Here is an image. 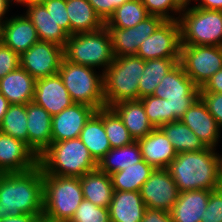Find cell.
<instances>
[{"label":"cell","instance_id":"obj_1","mask_svg":"<svg viewBox=\"0 0 222 222\" xmlns=\"http://www.w3.org/2000/svg\"><path fill=\"white\" fill-rule=\"evenodd\" d=\"M43 215V171L0 174V220L11 215Z\"/></svg>","mask_w":222,"mask_h":222},{"label":"cell","instance_id":"obj_2","mask_svg":"<svg viewBox=\"0 0 222 222\" xmlns=\"http://www.w3.org/2000/svg\"><path fill=\"white\" fill-rule=\"evenodd\" d=\"M215 148L207 147L196 152L176 155L168 166L179 192L216 190L222 187L219 180L218 157Z\"/></svg>","mask_w":222,"mask_h":222},{"label":"cell","instance_id":"obj_3","mask_svg":"<svg viewBox=\"0 0 222 222\" xmlns=\"http://www.w3.org/2000/svg\"><path fill=\"white\" fill-rule=\"evenodd\" d=\"M38 164L43 175L82 177L98 169V163L79 137L52 142L38 157Z\"/></svg>","mask_w":222,"mask_h":222},{"label":"cell","instance_id":"obj_4","mask_svg":"<svg viewBox=\"0 0 222 222\" xmlns=\"http://www.w3.org/2000/svg\"><path fill=\"white\" fill-rule=\"evenodd\" d=\"M145 60L136 55L115 57L103 71L104 99L107 107L130 100H138V85Z\"/></svg>","mask_w":222,"mask_h":222},{"label":"cell","instance_id":"obj_5","mask_svg":"<svg viewBox=\"0 0 222 222\" xmlns=\"http://www.w3.org/2000/svg\"><path fill=\"white\" fill-rule=\"evenodd\" d=\"M83 200L79 177L43 175V215L69 222Z\"/></svg>","mask_w":222,"mask_h":222},{"label":"cell","instance_id":"obj_6","mask_svg":"<svg viewBox=\"0 0 222 222\" xmlns=\"http://www.w3.org/2000/svg\"><path fill=\"white\" fill-rule=\"evenodd\" d=\"M64 59L88 67H104L114 61L110 35L106 27L96 31L76 33L68 37L63 48Z\"/></svg>","mask_w":222,"mask_h":222},{"label":"cell","instance_id":"obj_7","mask_svg":"<svg viewBox=\"0 0 222 222\" xmlns=\"http://www.w3.org/2000/svg\"><path fill=\"white\" fill-rule=\"evenodd\" d=\"M94 70L63 58L58 73L74 103L85 104L98 110L106 107V102L103 73L97 75Z\"/></svg>","mask_w":222,"mask_h":222},{"label":"cell","instance_id":"obj_8","mask_svg":"<svg viewBox=\"0 0 222 222\" xmlns=\"http://www.w3.org/2000/svg\"><path fill=\"white\" fill-rule=\"evenodd\" d=\"M182 12L178 16L181 45L222 47V11L190 7Z\"/></svg>","mask_w":222,"mask_h":222},{"label":"cell","instance_id":"obj_9","mask_svg":"<svg viewBox=\"0 0 222 222\" xmlns=\"http://www.w3.org/2000/svg\"><path fill=\"white\" fill-rule=\"evenodd\" d=\"M153 96L168 100L172 122H174L180 120L187 109L200 97V88L178 63L160 81Z\"/></svg>","mask_w":222,"mask_h":222},{"label":"cell","instance_id":"obj_10","mask_svg":"<svg viewBox=\"0 0 222 222\" xmlns=\"http://www.w3.org/2000/svg\"><path fill=\"white\" fill-rule=\"evenodd\" d=\"M179 63L194 84L201 88L210 77L222 69V47L181 45Z\"/></svg>","mask_w":222,"mask_h":222},{"label":"cell","instance_id":"obj_11","mask_svg":"<svg viewBox=\"0 0 222 222\" xmlns=\"http://www.w3.org/2000/svg\"><path fill=\"white\" fill-rule=\"evenodd\" d=\"M181 35L178 20H165L139 46L136 56L143 60L180 58Z\"/></svg>","mask_w":222,"mask_h":222},{"label":"cell","instance_id":"obj_12","mask_svg":"<svg viewBox=\"0 0 222 222\" xmlns=\"http://www.w3.org/2000/svg\"><path fill=\"white\" fill-rule=\"evenodd\" d=\"M63 58L62 46L39 41L20 55V67L38 80L57 74Z\"/></svg>","mask_w":222,"mask_h":222},{"label":"cell","instance_id":"obj_13","mask_svg":"<svg viewBox=\"0 0 222 222\" xmlns=\"http://www.w3.org/2000/svg\"><path fill=\"white\" fill-rule=\"evenodd\" d=\"M165 20L150 15L132 28L106 27L115 57L136 55L142 42L152 35Z\"/></svg>","mask_w":222,"mask_h":222},{"label":"cell","instance_id":"obj_14","mask_svg":"<svg viewBox=\"0 0 222 222\" xmlns=\"http://www.w3.org/2000/svg\"><path fill=\"white\" fill-rule=\"evenodd\" d=\"M140 194L146 208L170 212L179 191L167 168H156L142 185Z\"/></svg>","mask_w":222,"mask_h":222},{"label":"cell","instance_id":"obj_15","mask_svg":"<svg viewBox=\"0 0 222 222\" xmlns=\"http://www.w3.org/2000/svg\"><path fill=\"white\" fill-rule=\"evenodd\" d=\"M38 165V157L28 145L0 132V174L24 172Z\"/></svg>","mask_w":222,"mask_h":222},{"label":"cell","instance_id":"obj_16","mask_svg":"<svg viewBox=\"0 0 222 222\" xmlns=\"http://www.w3.org/2000/svg\"><path fill=\"white\" fill-rule=\"evenodd\" d=\"M96 109L79 103H73L59 114L52 116V142L78 138L86 122Z\"/></svg>","mask_w":222,"mask_h":222},{"label":"cell","instance_id":"obj_17","mask_svg":"<svg viewBox=\"0 0 222 222\" xmlns=\"http://www.w3.org/2000/svg\"><path fill=\"white\" fill-rule=\"evenodd\" d=\"M33 102L51 116L59 114L74 102L59 73L36 80Z\"/></svg>","mask_w":222,"mask_h":222},{"label":"cell","instance_id":"obj_18","mask_svg":"<svg viewBox=\"0 0 222 222\" xmlns=\"http://www.w3.org/2000/svg\"><path fill=\"white\" fill-rule=\"evenodd\" d=\"M28 147L39 157L52 143V116L33 101L26 104Z\"/></svg>","mask_w":222,"mask_h":222},{"label":"cell","instance_id":"obj_19","mask_svg":"<svg viewBox=\"0 0 222 222\" xmlns=\"http://www.w3.org/2000/svg\"><path fill=\"white\" fill-rule=\"evenodd\" d=\"M0 41L21 55L40 40L27 15H17L2 21Z\"/></svg>","mask_w":222,"mask_h":222},{"label":"cell","instance_id":"obj_20","mask_svg":"<svg viewBox=\"0 0 222 222\" xmlns=\"http://www.w3.org/2000/svg\"><path fill=\"white\" fill-rule=\"evenodd\" d=\"M207 147L215 148L218 144L220 126L209 113L206 104L199 97L180 119Z\"/></svg>","mask_w":222,"mask_h":222},{"label":"cell","instance_id":"obj_21","mask_svg":"<svg viewBox=\"0 0 222 222\" xmlns=\"http://www.w3.org/2000/svg\"><path fill=\"white\" fill-rule=\"evenodd\" d=\"M143 159L156 168H168L176 157L172 143L160 128H154L148 135L137 140Z\"/></svg>","mask_w":222,"mask_h":222},{"label":"cell","instance_id":"obj_22","mask_svg":"<svg viewBox=\"0 0 222 222\" xmlns=\"http://www.w3.org/2000/svg\"><path fill=\"white\" fill-rule=\"evenodd\" d=\"M108 209L110 222H141L146 205L139 191L114 190Z\"/></svg>","mask_w":222,"mask_h":222},{"label":"cell","instance_id":"obj_23","mask_svg":"<svg viewBox=\"0 0 222 222\" xmlns=\"http://www.w3.org/2000/svg\"><path fill=\"white\" fill-rule=\"evenodd\" d=\"M36 80L23 68L9 72L0 79V93L9 104H27L33 101Z\"/></svg>","mask_w":222,"mask_h":222},{"label":"cell","instance_id":"obj_24","mask_svg":"<svg viewBox=\"0 0 222 222\" xmlns=\"http://www.w3.org/2000/svg\"><path fill=\"white\" fill-rule=\"evenodd\" d=\"M27 17L37 30L40 41L50 42L64 48L69 35L57 24L41 2L27 5Z\"/></svg>","mask_w":222,"mask_h":222},{"label":"cell","instance_id":"obj_25","mask_svg":"<svg viewBox=\"0 0 222 222\" xmlns=\"http://www.w3.org/2000/svg\"><path fill=\"white\" fill-rule=\"evenodd\" d=\"M208 190L179 192L178 199L170 210L173 222H200L201 214L210 197Z\"/></svg>","mask_w":222,"mask_h":222},{"label":"cell","instance_id":"obj_26","mask_svg":"<svg viewBox=\"0 0 222 222\" xmlns=\"http://www.w3.org/2000/svg\"><path fill=\"white\" fill-rule=\"evenodd\" d=\"M111 107L120 116L135 141L145 137L154 129L140 100L122 101Z\"/></svg>","mask_w":222,"mask_h":222},{"label":"cell","instance_id":"obj_27","mask_svg":"<svg viewBox=\"0 0 222 222\" xmlns=\"http://www.w3.org/2000/svg\"><path fill=\"white\" fill-rule=\"evenodd\" d=\"M79 178L83 199L99 207L109 208L114 192L110 175L96 169Z\"/></svg>","mask_w":222,"mask_h":222},{"label":"cell","instance_id":"obj_28","mask_svg":"<svg viewBox=\"0 0 222 222\" xmlns=\"http://www.w3.org/2000/svg\"><path fill=\"white\" fill-rule=\"evenodd\" d=\"M66 10L70 20V36L96 31L105 26L87 0H66Z\"/></svg>","mask_w":222,"mask_h":222},{"label":"cell","instance_id":"obj_29","mask_svg":"<svg viewBox=\"0 0 222 222\" xmlns=\"http://www.w3.org/2000/svg\"><path fill=\"white\" fill-rule=\"evenodd\" d=\"M180 62V58L145 60L143 74L138 85V100L153 95L164 76Z\"/></svg>","mask_w":222,"mask_h":222},{"label":"cell","instance_id":"obj_30","mask_svg":"<svg viewBox=\"0 0 222 222\" xmlns=\"http://www.w3.org/2000/svg\"><path fill=\"white\" fill-rule=\"evenodd\" d=\"M142 160L143 157L141 154L140 145L138 141H134L127 146L111 148L98 162V169L101 172L111 175Z\"/></svg>","mask_w":222,"mask_h":222},{"label":"cell","instance_id":"obj_31","mask_svg":"<svg viewBox=\"0 0 222 222\" xmlns=\"http://www.w3.org/2000/svg\"><path fill=\"white\" fill-rule=\"evenodd\" d=\"M79 138L85 144L90 155L97 163L111 149L104 130L103 120L96 113L86 122Z\"/></svg>","mask_w":222,"mask_h":222},{"label":"cell","instance_id":"obj_32","mask_svg":"<svg viewBox=\"0 0 222 222\" xmlns=\"http://www.w3.org/2000/svg\"><path fill=\"white\" fill-rule=\"evenodd\" d=\"M160 129L168 137L177 154L196 152L207 148L204 142L181 120L163 124Z\"/></svg>","mask_w":222,"mask_h":222},{"label":"cell","instance_id":"obj_33","mask_svg":"<svg viewBox=\"0 0 222 222\" xmlns=\"http://www.w3.org/2000/svg\"><path fill=\"white\" fill-rule=\"evenodd\" d=\"M154 167L144 159L122 171H117L110 175L114 190L119 191H139L142 185L154 171Z\"/></svg>","mask_w":222,"mask_h":222},{"label":"cell","instance_id":"obj_34","mask_svg":"<svg viewBox=\"0 0 222 222\" xmlns=\"http://www.w3.org/2000/svg\"><path fill=\"white\" fill-rule=\"evenodd\" d=\"M95 113L103 120L104 130L111 148L127 146L135 141L112 107L99 108Z\"/></svg>","mask_w":222,"mask_h":222},{"label":"cell","instance_id":"obj_35","mask_svg":"<svg viewBox=\"0 0 222 222\" xmlns=\"http://www.w3.org/2000/svg\"><path fill=\"white\" fill-rule=\"evenodd\" d=\"M148 16L150 14L141 0H130L115 9L105 27L132 28Z\"/></svg>","mask_w":222,"mask_h":222},{"label":"cell","instance_id":"obj_36","mask_svg":"<svg viewBox=\"0 0 222 222\" xmlns=\"http://www.w3.org/2000/svg\"><path fill=\"white\" fill-rule=\"evenodd\" d=\"M0 132L28 145L27 112L25 104H10L0 123Z\"/></svg>","mask_w":222,"mask_h":222},{"label":"cell","instance_id":"obj_37","mask_svg":"<svg viewBox=\"0 0 222 222\" xmlns=\"http://www.w3.org/2000/svg\"><path fill=\"white\" fill-rule=\"evenodd\" d=\"M145 109L149 122L154 128H160L163 124L172 122V113L168 100L153 95L139 99Z\"/></svg>","mask_w":222,"mask_h":222},{"label":"cell","instance_id":"obj_38","mask_svg":"<svg viewBox=\"0 0 222 222\" xmlns=\"http://www.w3.org/2000/svg\"><path fill=\"white\" fill-rule=\"evenodd\" d=\"M69 222H110L109 209L83 199Z\"/></svg>","mask_w":222,"mask_h":222},{"label":"cell","instance_id":"obj_39","mask_svg":"<svg viewBox=\"0 0 222 222\" xmlns=\"http://www.w3.org/2000/svg\"><path fill=\"white\" fill-rule=\"evenodd\" d=\"M59 26L70 36V20L66 10V0H40Z\"/></svg>","mask_w":222,"mask_h":222},{"label":"cell","instance_id":"obj_40","mask_svg":"<svg viewBox=\"0 0 222 222\" xmlns=\"http://www.w3.org/2000/svg\"><path fill=\"white\" fill-rule=\"evenodd\" d=\"M150 15H157L164 20H178L179 17L169 15V11L180 14L182 11L172 2V0H141Z\"/></svg>","mask_w":222,"mask_h":222},{"label":"cell","instance_id":"obj_41","mask_svg":"<svg viewBox=\"0 0 222 222\" xmlns=\"http://www.w3.org/2000/svg\"><path fill=\"white\" fill-rule=\"evenodd\" d=\"M200 222H222V187L210 192L205 211Z\"/></svg>","mask_w":222,"mask_h":222},{"label":"cell","instance_id":"obj_42","mask_svg":"<svg viewBox=\"0 0 222 222\" xmlns=\"http://www.w3.org/2000/svg\"><path fill=\"white\" fill-rule=\"evenodd\" d=\"M20 67V55L0 41V79Z\"/></svg>","mask_w":222,"mask_h":222},{"label":"cell","instance_id":"obj_43","mask_svg":"<svg viewBox=\"0 0 222 222\" xmlns=\"http://www.w3.org/2000/svg\"><path fill=\"white\" fill-rule=\"evenodd\" d=\"M101 20L106 23L116 8L130 0H87Z\"/></svg>","mask_w":222,"mask_h":222},{"label":"cell","instance_id":"obj_44","mask_svg":"<svg viewBox=\"0 0 222 222\" xmlns=\"http://www.w3.org/2000/svg\"><path fill=\"white\" fill-rule=\"evenodd\" d=\"M200 98L218 125L222 127V93L200 92Z\"/></svg>","mask_w":222,"mask_h":222},{"label":"cell","instance_id":"obj_45","mask_svg":"<svg viewBox=\"0 0 222 222\" xmlns=\"http://www.w3.org/2000/svg\"><path fill=\"white\" fill-rule=\"evenodd\" d=\"M141 222H173L170 212L155 208H146Z\"/></svg>","mask_w":222,"mask_h":222},{"label":"cell","instance_id":"obj_46","mask_svg":"<svg viewBox=\"0 0 222 222\" xmlns=\"http://www.w3.org/2000/svg\"><path fill=\"white\" fill-rule=\"evenodd\" d=\"M200 92L222 93V69L207 80Z\"/></svg>","mask_w":222,"mask_h":222},{"label":"cell","instance_id":"obj_47","mask_svg":"<svg viewBox=\"0 0 222 222\" xmlns=\"http://www.w3.org/2000/svg\"><path fill=\"white\" fill-rule=\"evenodd\" d=\"M200 1L201 2L199 4L193 7L202 8L206 10L222 11V0H200Z\"/></svg>","mask_w":222,"mask_h":222},{"label":"cell","instance_id":"obj_48","mask_svg":"<svg viewBox=\"0 0 222 222\" xmlns=\"http://www.w3.org/2000/svg\"><path fill=\"white\" fill-rule=\"evenodd\" d=\"M39 215H30V214H20V215H11L0 222H34Z\"/></svg>","mask_w":222,"mask_h":222},{"label":"cell","instance_id":"obj_49","mask_svg":"<svg viewBox=\"0 0 222 222\" xmlns=\"http://www.w3.org/2000/svg\"><path fill=\"white\" fill-rule=\"evenodd\" d=\"M9 105L10 104L8 100L6 99V97L2 93H0V123L2 121L4 114L8 110Z\"/></svg>","mask_w":222,"mask_h":222},{"label":"cell","instance_id":"obj_50","mask_svg":"<svg viewBox=\"0 0 222 222\" xmlns=\"http://www.w3.org/2000/svg\"><path fill=\"white\" fill-rule=\"evenodd\" d=\"M172 2L181 10H186L188 9V5L191 2V0H172Z\"/></svg>","mask_w":222,"mask_h":222},{"label":"cell","instance_id":"obj_51","mask_svg":"<svg viewBox=\"0 0 222 222\" xmlns=\"http://www.w3.org/2000/svg\"><path fill=\"white\" fill-rule=\"evenodd\" d=\"M9 4L4 1V0H0V20H3V17L5 16L8 8H9Z\"/></svg>","mask_w":222,"mask_h":222},{"label":"cell","instance_id":"obj_52","mask_svg":"<svg viewBox=\"0 0 222 222\" xmlns=\"http://www.w3.org/2000/svg\"><path fill=\"white\" fill-rule=\"evenodd\" d=\"M218 168H219V180L222 185V157L218 154Z\"/></svg>","mask_w":222,"mask_h":222},{"label":"cell","instance_id":"obj_53","mask_svg":"<svg viewBox=\"0 0 222 222\" xmlns=\"http://www.w3.org/2000/svg\"><path fill=\"white\" fill-rule=\"evenodd\" d=\"M34 222H54V221L42 215V216L37 217Z\"/></svg>","mask_w":222,"mask_h":222},{"label":"cell","instance_id":"obj_54","mask_svg":"<svg viewBox=\"0 0 222 222\" xmlns=\"http://www.w3.org/2000/svg\"><path fill=\"white\" fill-rule=\"evenodd\" d=\"M15 2L23 4V5H28V4H32L35 2H40V0H15Z\"/></svg>","mask_w":222,"mask_h":222},{"label":"cell","instance_id":"obj_55","mask_svg":"<svg viewBox=\"0 0 222 222\" xmlns=\"http://www.w3.org/2000/svg\"><path fill=\"white\" fill-rule=\"evenodd\" d=\"M4 1H6L9 5L12 1L15 2V0H4Z\"/></svg>","mask_w":222,"mask_h":222},{"label":"cell","instance_id":"obj_56","mask_svg":"<svg viewBox=\"0 0 222 222\" xmlns=\"http://www.w3.org/2000/svg\"><path fill=\"white\" fill-rule=\"evenodd\" d=\"M1 26H2V21L0 20V37H1Z\"/></svg>","mask_w":222,"mask_h":222}]
</instances>
